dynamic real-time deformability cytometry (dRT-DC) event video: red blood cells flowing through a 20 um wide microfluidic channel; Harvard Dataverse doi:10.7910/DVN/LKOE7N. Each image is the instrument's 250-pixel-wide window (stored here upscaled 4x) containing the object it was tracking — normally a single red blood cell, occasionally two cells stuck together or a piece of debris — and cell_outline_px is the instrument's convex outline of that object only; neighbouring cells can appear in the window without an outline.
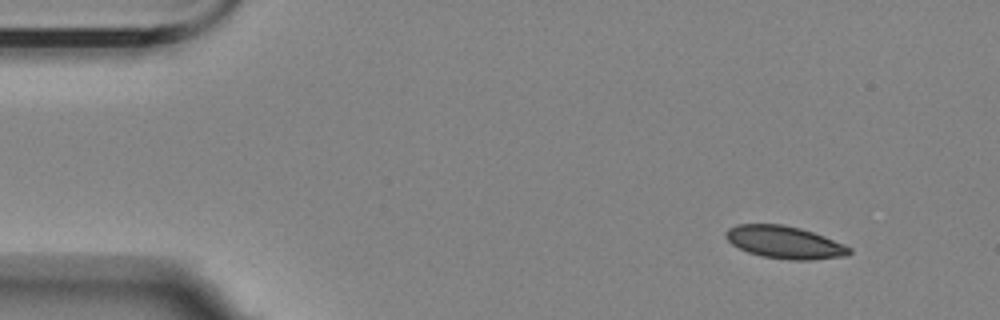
{"species": "Egyptian fruit bat (a non-hibernating species)", "species_latin": "Rousettus aegyptiacus", "temperature_condition": "room temperature", "stored_images_in_passage": 4, "camera_frame_rate_fps": 3000, "um_per_image_px": 0.085, "animal": {"sex": "female"}, "frame": {"image": 1, "passage_image": 1, "time_ms": 0.0, "image_size_px": [1000, 320], "cell_outline_px": [[852, 252], [848, 256], [812, 260], [792, 260], [764, 256], [748, 252], [732, 244], [724, 236], [724, 232], [728, 228], [736, 224], [780, 224], [800, 228], [824, 236], [844, 244], [852, 248]], "centroid_in_image_um": [66.71, 20.59], "position_along_channel_um": 18.3, "area_um2": 23.41}}
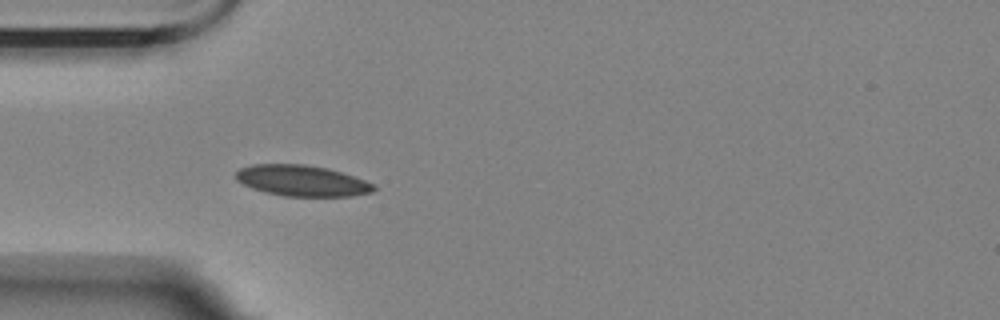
{"frame": {"image": 2, "passage_image": 4, "time_ms": 3.667, "image_size_px": [1000, 320], "cell_outline_px": [[376, 188], [372, 192], [352, 196], [284, 196], [264, 192], [252, 188], [236, 180], [236, 172], [240, 168], [252, 164], [304, 164], [328, 168], [364, 180], [372, 184]], "centroid_in_image_um": [25.63, 15.36], "position_along_channel_um": 59.4, "area_um2": 24.74}}